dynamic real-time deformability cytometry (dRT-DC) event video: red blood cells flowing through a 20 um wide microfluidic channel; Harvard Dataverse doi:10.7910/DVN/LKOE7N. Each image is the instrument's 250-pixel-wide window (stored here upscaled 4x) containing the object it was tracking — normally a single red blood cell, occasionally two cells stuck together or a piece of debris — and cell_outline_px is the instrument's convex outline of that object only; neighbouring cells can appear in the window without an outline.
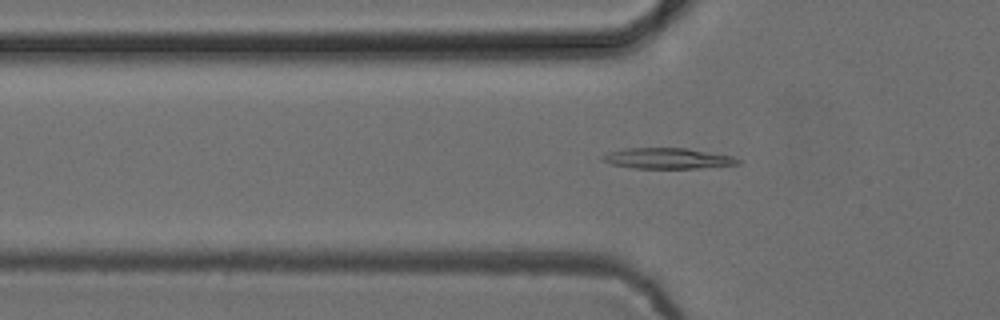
{"species": "common noctule bat (a hibernating species)", "species_latin": "Nyctalus noctula", "temperature_condition": "cold", "stored_images_in_passage": 38, "camera_frame_rate_fps": 3000, "um_per_image_px": 0.085, "animal": {"sex": "female", "body_mass_g": 24.6, "forearm_length_mm": 56.2}, "frame": {"image": 1, "passage_image": 3, "time_ms": 0.667, "image_size_px": [1000, 320], "cell_outline_px": [[740, 164], [700, 168], [632, 168], [612, 164], [600, 160], [600, 156], [608, 152], [624, 148], [688, 148], [732, 156], [740, 160]], "centroid_in_image_um": [56.71, 13.46], "position_along_channel_um": 69.1, "area_um2": 16.42}}
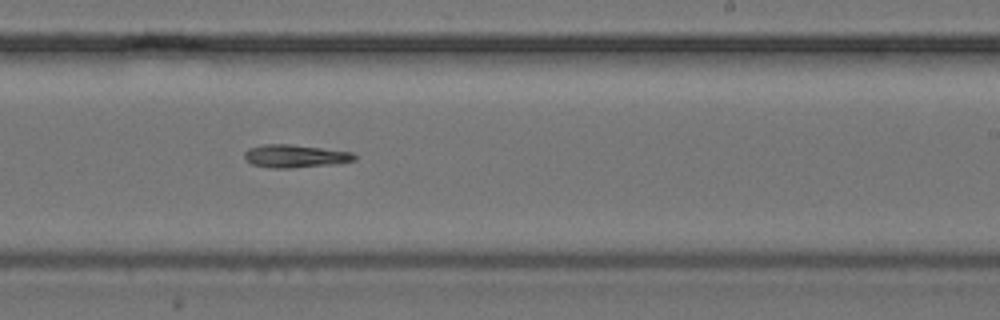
{"frame": {"image": 2, "passage_image": 18, "time_ms": 5.667, "image_size_px": [1000, 320], "cell_outline_px": [[356, 160], [332, 164], [292, 168], [272, 168], [252, 164], [244, 156], [244, 152], [248, 148], [264, 144], [292, 144], [352, 152], [356, 156]], "centroid_in_image_um": [25.08, 13.26], "position_along_channel_um": 263.9, "area_um2": 14.62}}
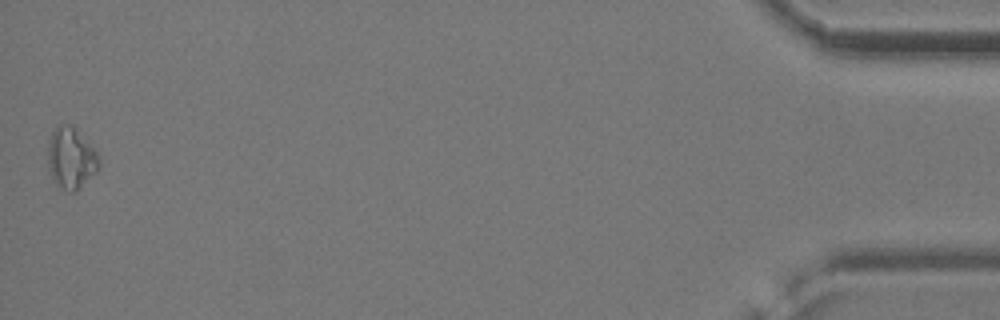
{"frame": {"image": 3, "passage_image": 38, "time_ms": 12.333, "image_size_px": [1000, 320], "cell_outline_px": [[100, 168], [76, 192], [68, 192], [56, 184], [52, 180], [48, 168], [48, 140], [52, 132], [60, 124], [72, 124], [96, 152], [100, 160]], "centroid_in_image_um": [6.02, 13.46], "position_along_channel_um": 429.2, "area_um2": 18.38}, "authors_computed_cell_mechanics": {"area_um2": 14.5945, "velocity_mm_per_s": 3.8962, "shape_relaxation_time_tau1_ms": 4.9085, "shape_relaxation_time_tau2_ms": null, "deformation_change_tau1": 0.1459, "deformation_change_tau2": null}}